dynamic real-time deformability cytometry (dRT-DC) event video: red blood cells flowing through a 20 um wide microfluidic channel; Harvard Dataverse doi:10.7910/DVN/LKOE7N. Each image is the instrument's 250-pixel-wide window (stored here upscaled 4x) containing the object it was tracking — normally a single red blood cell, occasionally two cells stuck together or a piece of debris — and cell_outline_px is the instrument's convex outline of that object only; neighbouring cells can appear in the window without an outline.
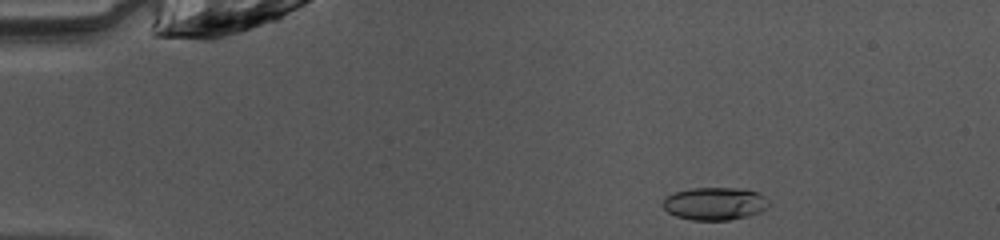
{"species": "common noctule bat (a hibernating species)", "species_latin": "Nyctalus noctula", "temperature_condition": "warm", "stored_images_in_passage": 47, "camera_frame_rate_fps": 3000, "um_per_image_px": 0.085, "animal": {"sex": "female", "body_mass_g": 10.0, "forearm_length_mm": 53.1}, "frame": {"image": 1, "passage_image": 6, "time_ms": 1.667, "image_size_px": [1000, 240], "cell_outline_px": [[768, 208], [760, 212], [748, 216], [728, 220], [692, 220], [676, 216], [668, 212], [664, 208], [664, 200], [668, 196], [676, 192], [692, 188], [744, 188], [760, 192], [768, 196]], "centroid_in_image_um": [60.84, 17.3], "position_along_channel_um": 24.2, "area_um2": 20.35}}
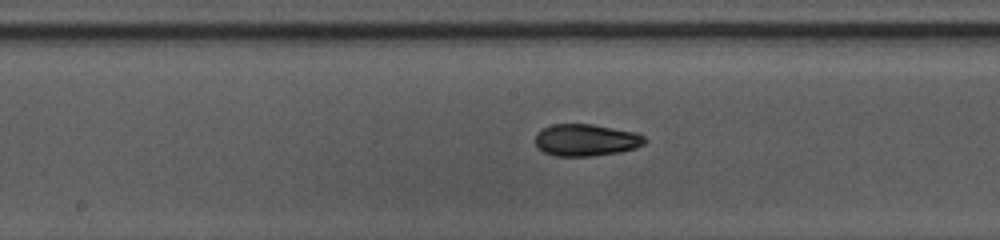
{"frame": {"image": 2, "passage_image": 24, "time_ms": 7.667, "image_size_px": [1000, 240], "cell_outline_px": [[648, 140], [644, 144], [636, 148], [620, 152], [592, 156], [556, 156], [544, 152], [536, 144], [536, 132], [552, 124], [592, 124], [636, 132], [644, 136]], "centroid_in_image_um": [49.84, 11.9], "position_along_channel_um": 198.4, "area_um2": 20.46}}
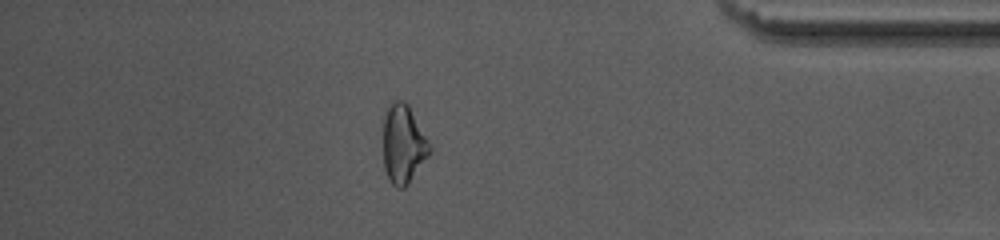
{"frame": {"image": 3, "passage_image": 41, "time_ms": 13.333, "image_size_px": [1000, 240], "cell_outline_px": [[432, 152], [408, 184], [404, 188], [396, 188], [392, 184], [384, 168], [384, 116], [388, 108], [396, 100], [404, 100], [408, 104], [428, 140], [432, 148]], "centroid_in_image_um": [34.3, 12.28], "position_along_channel_um": 400.9, "area_um2": 21.15}, "authors_computed_cell_mechanics": {"area_um2": 20.2878, "velocity_mm_per_s": 4.0851, "shape_relaxation_time_tau1_ms": 4.2709, "shape_relaxation_time_tau2_ms": 3.6833, "deformation_change_tau1": 0.1341, "deformation_change_tau2": 0.0949}}